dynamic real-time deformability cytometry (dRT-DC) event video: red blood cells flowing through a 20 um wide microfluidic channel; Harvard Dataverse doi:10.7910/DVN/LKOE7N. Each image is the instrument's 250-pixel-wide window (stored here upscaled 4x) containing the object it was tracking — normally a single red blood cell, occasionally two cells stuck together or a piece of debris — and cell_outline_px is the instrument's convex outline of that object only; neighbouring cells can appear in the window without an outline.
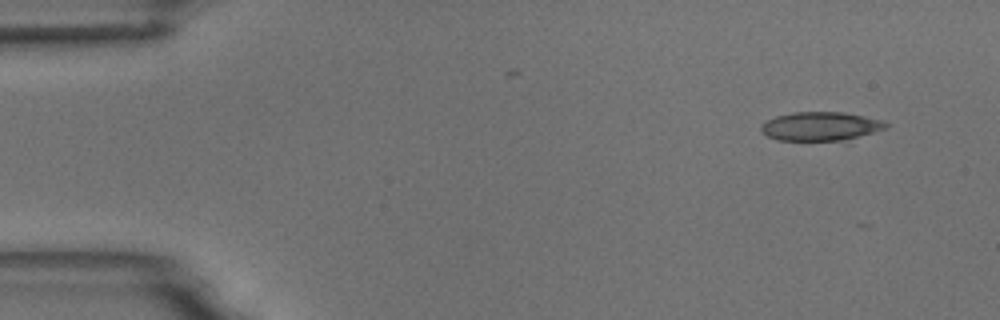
{"species": "common noctule bat (a hibernating species)", "species_latin": "Nyctalus noctula", "temperature_condition": "room temperature", "stored_images_in_passage": 5, "camera_frame_rate_fps": 3000, "um_per_image_px": 0.085, "animal": {"sex": "male", "body_mass_g": 18.8}, "frame": {"image": 1, "passage_image": 1, "time_ms": 0.0, "image_size_px": [1000, 320], "cell_outline_px": [[888, 128], [844, 140], [776, 140], [760, 132], [760, 124], [776, 116], [792, 112], [844, 112], [864, 116], [880, 120], [888, 124]], "centroid_in_image_um": [69.7, 10.73], "position_along_channel_um": 15.3, "area_um2": 20.81}}